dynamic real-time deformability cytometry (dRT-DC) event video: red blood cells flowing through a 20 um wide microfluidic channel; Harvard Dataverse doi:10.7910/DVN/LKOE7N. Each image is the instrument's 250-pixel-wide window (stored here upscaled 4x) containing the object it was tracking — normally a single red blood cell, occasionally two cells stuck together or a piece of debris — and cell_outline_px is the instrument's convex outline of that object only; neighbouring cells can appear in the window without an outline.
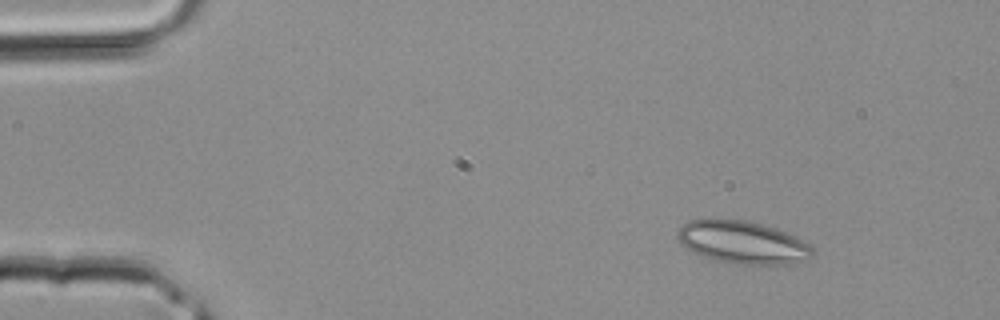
{"species": "common noctule bat (a hibernating species)", "species_latin": "Nyctalus noctula", "temperature_condition": "room temperature", "stored_images_in_passage": 34, "camera_frame_rate_fps": 3000, "um_per_image_px": 0.085, "animal": {"sex": "male", "body_mass_g": 20.4}, "frame": {"image": 1, "passage_image": 1, "time_ms": 0.0, "image_size_px": [1000, 320], "cell_outline_px": [[812, 256], [808, 260], [788, 264], [736, 264], [704, 256], [680, 244], [676, 236], [676, 232], [680, 224], [688, 220], [712, 216], [744, 220], [776, 228], [796, 236], [808, 244], [812, 248]], "centroid_in_image_um": [63.06, 20.55], "position_along_channel_um": 21.9, "area_um2": 34.04}}
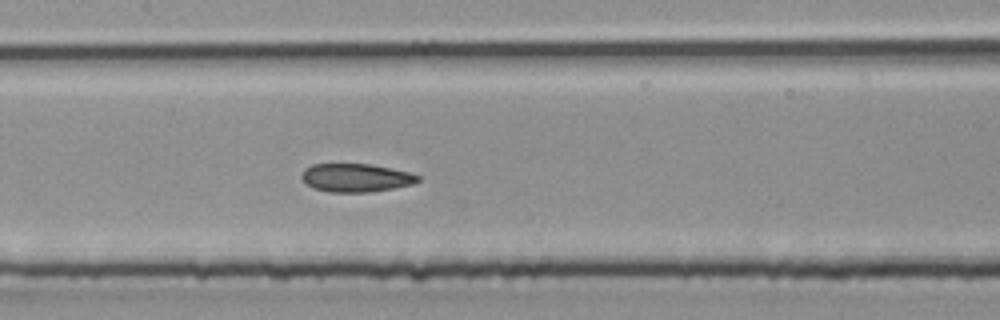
{"frame": {"image": 2, "passage_image": 15, "time_ms": 4.667, "image_size_px": [1000, 320], "cell_outline_px": [[420, 180], [412, 184], [392, 188], [368, 192], [328, 192], [312, 188], [300, 176], [304, 168], [312, 164], [368, 164], [408, 172], [420, 176]], "centroid_in_image_um": [30.21, 15.11], "position_along_channel_um": 177.2, "area_um2": 19.02}}
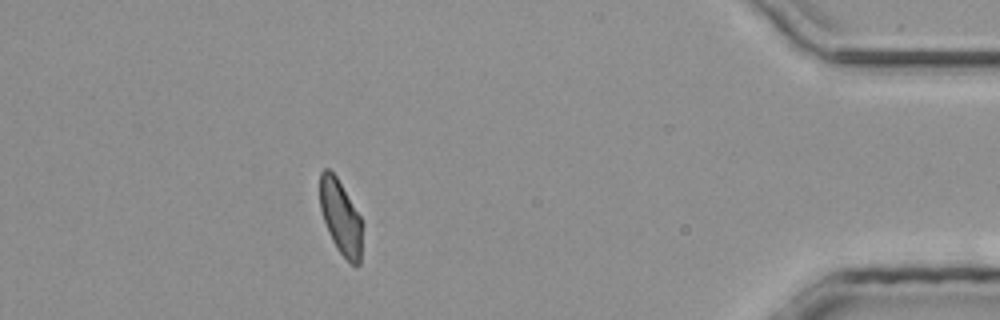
{"frame": {"image": 3, "passage_image": 31, "time_ms": 10.0, "image_size_px": [1000, 320], "cell_outline_px": [[360, 264], [356, 268], [336, 248], [328, 232], [320, 208], [320, 172], [324, 168], [328, 168], [336, 176], [360, 216]], "centroid_in_image_um": [28.92, 18.45], "position_along_channel_um": 406.3, "area_um2": 17.86}}